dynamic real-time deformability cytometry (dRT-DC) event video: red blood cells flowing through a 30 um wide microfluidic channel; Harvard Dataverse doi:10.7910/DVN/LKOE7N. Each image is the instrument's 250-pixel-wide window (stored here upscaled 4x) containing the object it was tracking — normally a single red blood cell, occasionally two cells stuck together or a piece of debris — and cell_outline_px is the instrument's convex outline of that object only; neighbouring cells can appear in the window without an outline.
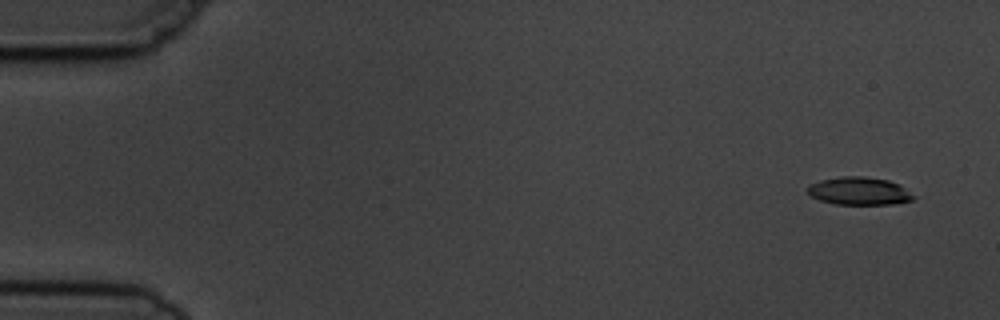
{"species": "common noctule bat (a hibernating species)", "species_latin": "Nyctalus noctula", "temperature_condition": "cold", "stored_images_in_passage": 4, "camera_frame_rate_fps": 3000, "um_per_image_px": 0.085, "animal": {"sex": "male", "body_mass_g": 19.5, "forearm_length_mm": 54.6}, "frame": {"image": 1, "passage_image": 1, "time_ms": 0.0, "image_size_px": [1000, 320], "cell_outline_px": [[916, 196], [912, 200], [892, 204], [832, 204], [820, 200], [812, 196], [804, 188], [808, 184], [820, 180], [840, 176], [864, 176], [888, 180], [900, 184]], "centroid_in_image_um": [73.01, 16.23], "position_along_channel_um": 12.0, "area_um2": 17.4}}
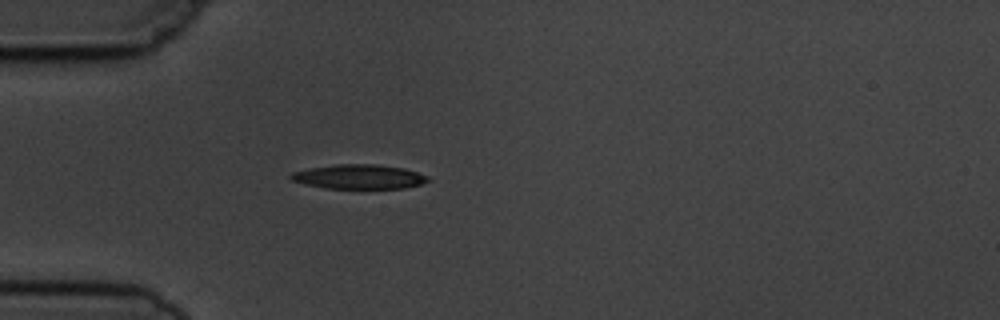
{"frame": {"image": 2, "passage_image": 4, "time_ms": 4.333, "image_size_px": [1000, 320], "cell_outline_px": [[432, 180], [420, 184], [404, 188], [324, 188], [304, 184], [292, 180], [288, 176], [292, 172], [308, 168], [336, 164], [376, 164], [404, 168], [428, 176]], "centroid_in_image_um": [30.5, 15.01], "position_along_channel_um": 54.5, "area_um2": 19.54}}